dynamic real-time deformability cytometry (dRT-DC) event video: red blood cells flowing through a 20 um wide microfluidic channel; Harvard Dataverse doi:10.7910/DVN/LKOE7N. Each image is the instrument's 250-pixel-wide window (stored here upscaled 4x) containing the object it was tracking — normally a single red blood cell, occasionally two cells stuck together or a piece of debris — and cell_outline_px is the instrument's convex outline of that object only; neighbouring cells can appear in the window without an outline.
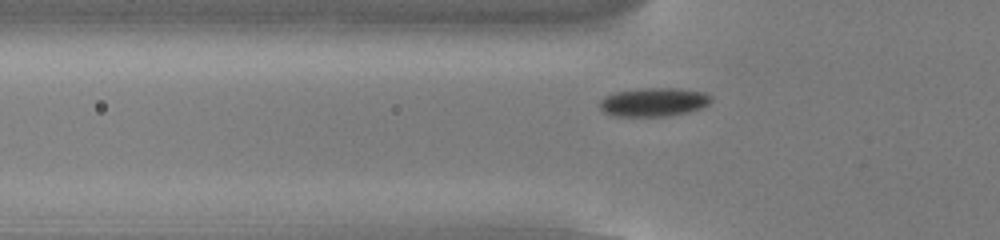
{"species": "common noctule bat (a hibernating species)", "species_latin": "Nyctalus noctula", "temperature_condition": "cold", "stored_images_in_passage": 40, "camera_frame_rate_fps": 3000, "um_per_image_px": 0.085, "animal": {"sex": "male", "body_mass_g": 13.0, "forearm_length_mm": 53.1}, "frame": {"image": 1, "passage_image": 7, "time_ms": 2.0, "image_size_px": [1000, 240], "cell_outline_px": [[712, 100], [708, 104], [700, 108], [688, 112], [664, 116], [616, 116], [604, 112], [600, 108], [600, 100], [604, 96], [616, 92], [644, 88], [680, 88], [704, 92], [712, 96]], "centroid_in_image_um": [55.58, 8.67], "position_along_channel_um": 70.2, "area_um2": 18.55}}
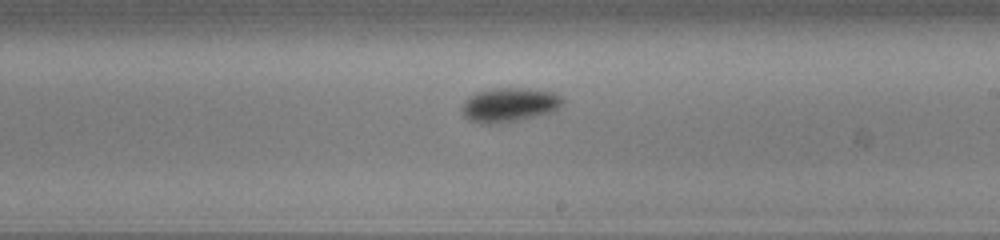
{"frame": {"image": 2, "passage_image": 21, "time_ms": 6.667, "image_size_px": [1000, 240], "cell_outline_px": [[564, 104], [552, 112], [516, 120], [488, 124], [480, 124], [464, 116], [460, 108], [476, 92], [492, 88], [528, 88], [556, 92], [564, 100]], "centroid_in_image_um": [43.34, 8.89], "position_along_channel_um": 245.7, "area_um2": 19.88}}
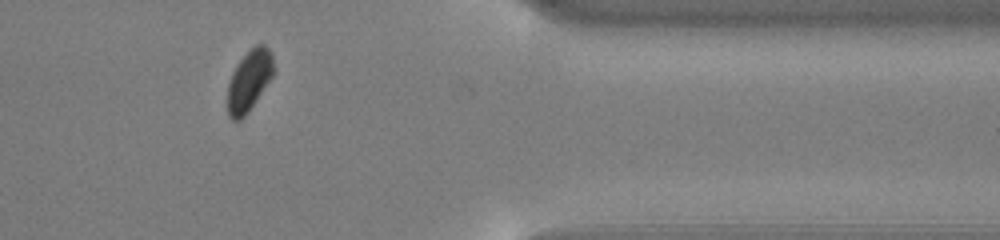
{"frame": {"image": 3, "passage_image": 34, "time_ms": 11.0, "image_size_px": [1000, 240], "cell_outline_px": [[276, 72], [248, 112], [240, 120], [232, 120], [228, 116], [228, 84], [232, 72], [240, 60], [256, 44], [264, 44], [272, 52], [276, 68]], "centroid_in_image_um": [21.22, 6.83], "position_along_channel_um": 390.2, "area_um2": 16.53}}